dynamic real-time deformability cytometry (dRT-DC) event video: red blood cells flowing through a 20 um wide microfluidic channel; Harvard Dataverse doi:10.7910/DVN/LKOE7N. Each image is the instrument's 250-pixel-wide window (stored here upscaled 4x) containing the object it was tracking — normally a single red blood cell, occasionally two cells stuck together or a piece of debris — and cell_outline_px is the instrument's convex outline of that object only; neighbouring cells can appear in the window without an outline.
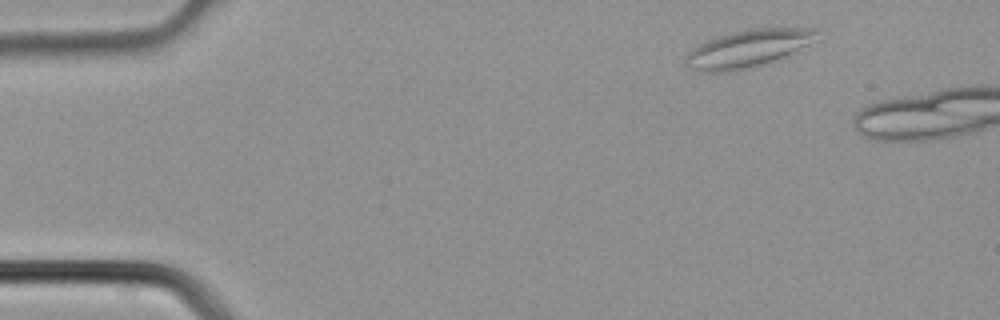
{"species": "common noctule bat (a hibernating species)", "species_latin": "Nyctalus noctula", "temperature_condition": "cold", "stored_images_in_passage": 2, "camera_frame_rate_fps": 3000, "um_per_image_px": 0.085, "animal": {"sex": "male", "body_mass_g": 21.5, "forearm_length_mm": 52.0}, "frame": {"image": 1, "passage_image": 1, "time_ms": 0.0, "image_size_px": [1000, 320], "cell_outline_px": [[816, 32], [808, 44], [792, 56], [756, 68], [720, 72], [700, 72], [688, 68], [684, 64], [684, 60], [688, 52], [692, 48], [708, 40], [732, 32], [748, 28], [812, 28]], "centroid_in_image_um": [63.54, 4.17], "position_along_channel_um": 21.5, "area_um2": 29.02}}